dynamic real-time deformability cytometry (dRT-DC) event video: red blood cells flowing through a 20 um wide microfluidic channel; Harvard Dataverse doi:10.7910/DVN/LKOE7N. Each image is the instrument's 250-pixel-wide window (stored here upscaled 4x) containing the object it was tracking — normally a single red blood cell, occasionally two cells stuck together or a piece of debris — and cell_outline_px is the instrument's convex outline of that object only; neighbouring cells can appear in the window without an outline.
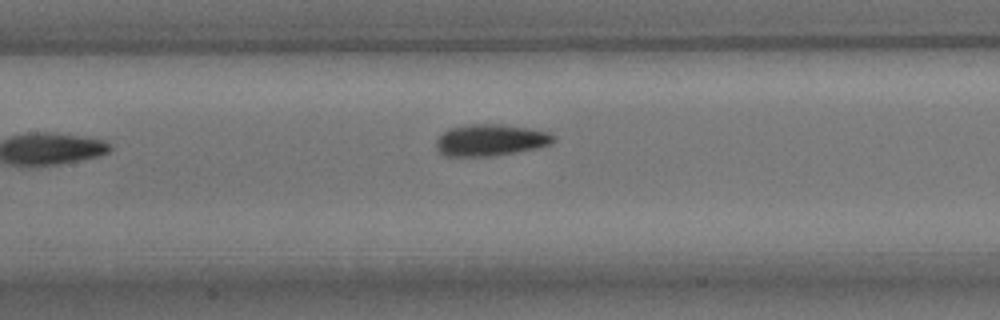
{"species": "common noctule bat (a hibernating species)", "species_latin": "Nyctalus noctula", "temperature_condition": "room temperature", "stored_images_in_passage": 4, "camera_frame_rate_fps": 3000, "um_per_image_px": 0.085, "animal": {"sex": "male", "body_mass_g": 15.6}, "frame": {"image": 1, "passage_image": 4, "time_ms": 3.667, "image_size_px": [1000, 320], "cell_outline_px": [[556, 140], [552, 144], [536, 148], [516, 152], [492, 156], [444, 156], [436, 148], [436, 140], [448, 128], [464, 124], [500, 124], [528, 128], [548, 132], [556, 136]], "centroid_in_image_um": [41.7, 11.9], "position_along_channel_um": 165.7, "area_um2": 21.79}}